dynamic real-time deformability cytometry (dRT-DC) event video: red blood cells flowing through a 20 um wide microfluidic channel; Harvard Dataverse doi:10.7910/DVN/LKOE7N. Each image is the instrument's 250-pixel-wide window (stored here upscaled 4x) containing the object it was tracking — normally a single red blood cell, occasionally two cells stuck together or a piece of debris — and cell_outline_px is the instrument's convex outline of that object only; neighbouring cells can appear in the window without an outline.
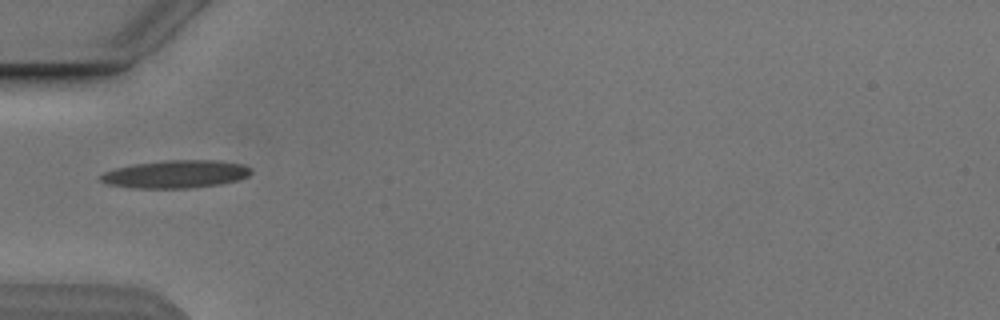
{"species": "Egyptian fruit bat (a non-hibernating species)", "species_latin": "Rousettus aegyptiacus", "temperature_condition": "cold", "stored_images_in_passage": 1, "camera_frame_rate_fps": 3000, "um_per_image_px": 0.085, "animal": {"sex": "male"}, "frame": {"image": 1, "passage_image": 1, "time_ms": 0.0, "image_size_px": [1000, 320], "cell_outline_px": [[252, 172], [248, 176], [236, 180], [220, 184], [188, 188], [132, 188], [108, 184], [100, 180], [100, 176], [104, 172], [116, 168], [136, 164], [164, 160], [216, 160], [244, 164], [252, 168]], "centroid_in_image_um": [14.97, 14.8], "position_along_channel_um": 70.0, "area_um2": 24.33}}